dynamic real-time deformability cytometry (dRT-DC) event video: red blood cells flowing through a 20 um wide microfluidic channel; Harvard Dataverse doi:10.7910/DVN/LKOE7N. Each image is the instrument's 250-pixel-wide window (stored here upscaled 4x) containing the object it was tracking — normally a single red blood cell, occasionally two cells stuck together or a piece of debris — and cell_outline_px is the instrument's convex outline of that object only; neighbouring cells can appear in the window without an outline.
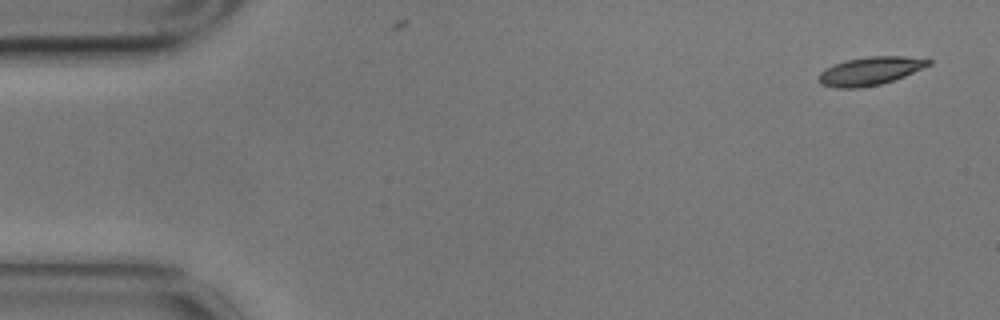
{"species": "common noctule bat (a hibernating species)", "species_latin": "Nyctalus noctula", "temperature_condition": "cold", "stored_images_in_passage": 2, "camera_frame_rate_fps": 3000, "um_per_image_px": 0.085, "animal": {"sex": "male", "body_mass_g": 17.9}, "frame": {"image": 1, "passage_image": 1, "time_ms": 0.0, "image_size_px": [1000, 320], "cell_outline_px": [[932, 64], [904, 76], [880, 84], [856, 88], [836, 88], [820, 84], [816, 80], [820, 72], [836, 64], [848, 60], [868, 56], [904, 56], [932, 60]], "centroid_in_image_um": [73.95, 6.04], "position_along_channel_um": 11.1, "area_um2": 17.86}}